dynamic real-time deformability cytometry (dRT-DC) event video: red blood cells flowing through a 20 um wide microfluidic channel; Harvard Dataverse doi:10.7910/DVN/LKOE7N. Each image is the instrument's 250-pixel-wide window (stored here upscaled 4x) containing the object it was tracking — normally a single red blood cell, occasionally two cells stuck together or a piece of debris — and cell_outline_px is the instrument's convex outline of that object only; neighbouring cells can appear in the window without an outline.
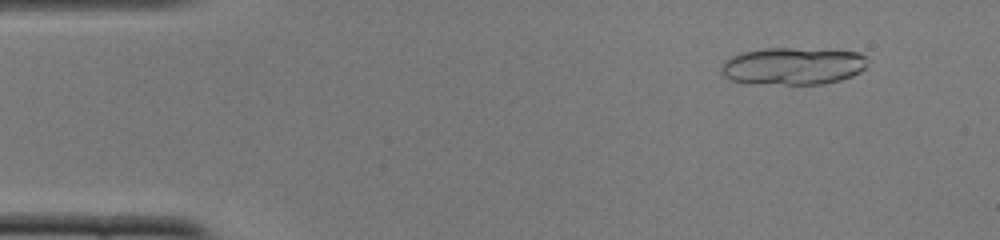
{"species": "common noctule bat (a hibernating species)", "species_latin": "Nyctalus noctula", "temperature_condition": "cold", "stored_images_in_passage": 16, "camera_frame_rate_fps": 3000, "um_per_image_px": 0.085, "animal": {"sex": "female", "body_mass_g": 22.0, "forearm_length_mm": 56.7}, "frame": {"image": 1, "passage_image": 5, "time_ms": 1.333, "image_size_px": [1000, 240], "cell_outline_px": [[868, 64], [860, 72], [852, 76], [840, 80], [824, 84], [748, 84], [732, 80], [724, 76], [720, 72], [720, 64], [724, 60], [732, 56], [744, 52], [764, 48], [792, 48], [856, 52], [864, 56]], "centroid_in_image_um": [67.34, 5.63], "position_along_channel_um": 17.7, "area_um2": 31.96}}